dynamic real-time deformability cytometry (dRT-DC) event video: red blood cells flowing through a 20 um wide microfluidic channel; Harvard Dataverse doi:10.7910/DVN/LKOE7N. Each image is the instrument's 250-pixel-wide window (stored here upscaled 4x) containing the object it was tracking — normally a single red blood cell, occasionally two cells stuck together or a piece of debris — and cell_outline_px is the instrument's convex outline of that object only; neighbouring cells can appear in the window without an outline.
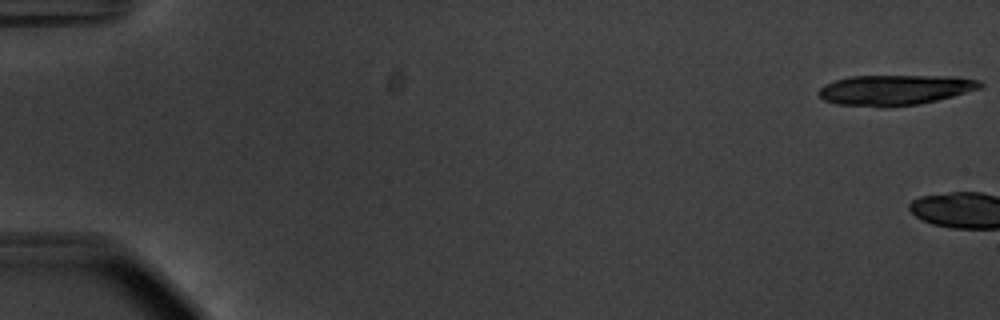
{"species": "common noctule bat (a hibernating species)", "species_latin": "Nyctalus noctula", "temperature_condition": "warm", "stored_images_in_passage": 4, "camera_frame_rate_fps": 3000, "um_per_image_px": 0.085, "animal": {"sex": "male", "body_mass_g": 20.1, "forearm_length_mm": 53.5}, "frame": {"image": 1, "passage_image": 1, "time_ms": 0.0, "image_size_px": [1000, 320], "cell_outline_px": [[984, 88], [936, 100], [916, 104], [880, 108], [836, 104], [824, 100], [820, 96], [820, 88], [836, 80], [848, 76], [956, 76], [980, 80], [984, 84]], "centroid_in_image_um": [76.12, 7.64], "position_along_channel_um": 8.9, "area_um2": 28.61}}